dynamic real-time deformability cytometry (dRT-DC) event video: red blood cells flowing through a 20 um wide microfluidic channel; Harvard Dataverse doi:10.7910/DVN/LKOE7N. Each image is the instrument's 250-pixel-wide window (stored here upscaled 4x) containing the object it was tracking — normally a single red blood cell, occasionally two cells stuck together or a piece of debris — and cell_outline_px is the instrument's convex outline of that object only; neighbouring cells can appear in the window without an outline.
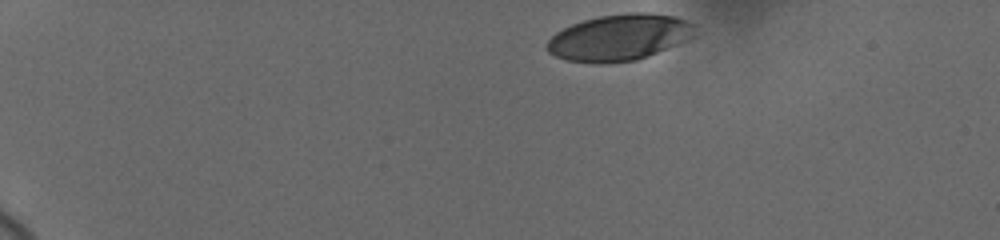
{"species": "human", "species_latin": "Homo sapiens", "temperature_condition": "cold", "stored_images_in_passage": 29, "camera_frame_rate_fps": 3000, "um_per_image_px": 0.085, "donor": {"sex": "female"}, "frame": {"image": 1, "passage_image": 1, "time_ms": 0.0, "image_size_px": [1000, 240], "cell_outline_px": [[692, 36], [676, 44], [648, 56], [636, 60], [600, 64], [596, 64], [564, 60], [548, 52], [548, 40], [556, 32], [572, 24], [584, 20], [600, 16], [628, 12], [648, 12], [672, 16], [684, 20], [692, 24]], "centroid_in_image_um": [52.57, 3.19], "position_along_channel_um": 32.4, "area_um2": 39.42}}
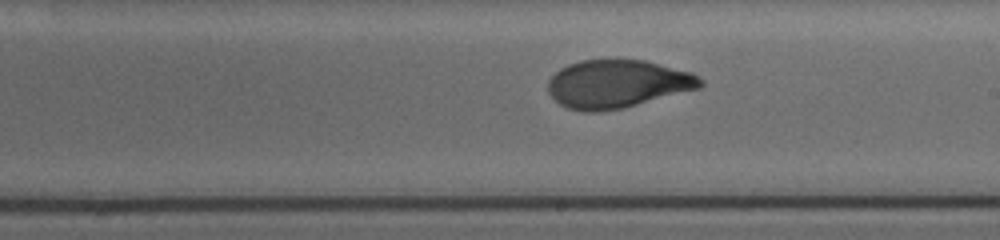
{"frame": {"image": 2, "passage_image": 16, "time_ms": 8.333, "image_size_px": [1000, 240], "cell_outline_px": [[704, 84], [700, 88], [624, 108], [596, 112], [584, 112], [568, 108], [560, 104], [548, 92], [548, 80], [560, 68], [568, 64], [580, 60], [616, 56], [644, 60], [692, 72], [700, 76], [704, 80]], "centroid_in_image_um": [52.49, 7.09], "position_along_channel_um": 236.5, "area_um2": 43.75}}
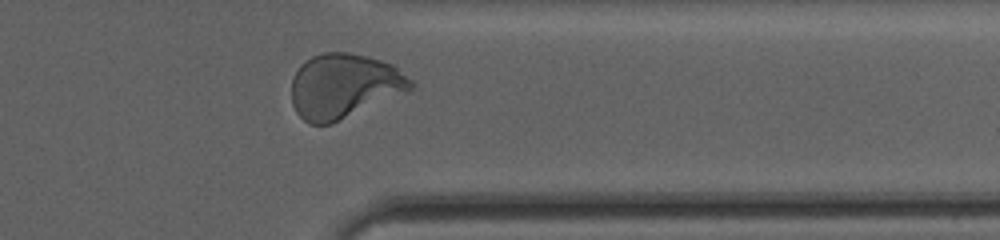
{"frame": {"image": 3, "passage_image": 27, "time_ms": 12.333, "image_size_px": [1000, 240], "cell_outline_px": [[416, 84], [412, 92], [332, 124], [308, 124], [296, 112], [292, 104], [292, 80], [300, 64], [312, 56], [324, 52], [348, 52], [368, 56], [392, 64], [412, 80]], "centroid_in_image_um": [29.3, 7.33], "position_along_channel_um": 382.1, "area_um2": 45.78}, "authors_computed_cell_mechanics": {"area_um2": 42.772, "velocity_mm_per_s": 3.658, "shape_relaxation_time_tau1_ms": 5.4881, "shape_relaxation_time_tau2_ms": null, "deformation_change_tau1": 0.189, "deformation_change_tau2": null}}